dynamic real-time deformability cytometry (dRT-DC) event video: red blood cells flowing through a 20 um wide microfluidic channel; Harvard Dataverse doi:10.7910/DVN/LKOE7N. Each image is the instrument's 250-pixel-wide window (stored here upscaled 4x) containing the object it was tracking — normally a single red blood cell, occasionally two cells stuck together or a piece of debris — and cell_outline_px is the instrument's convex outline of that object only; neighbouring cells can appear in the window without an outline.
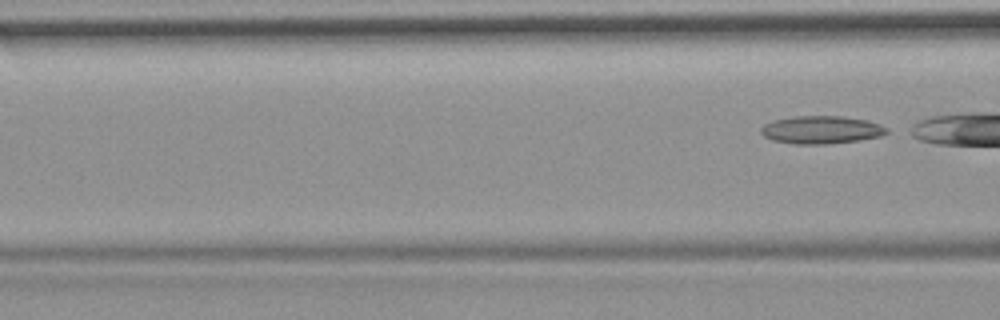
{"species": "common noctule bat (a hibernating species)", "species_latin": "Nyctalus noctula", "temperature_condition": "room temperature", "stored_images_in_passage": 4, "camera_frame_rate_fps": 3000, "um_per_image_px": 0.085, "animal": {"sex": "female", "body_mass_g": 19.9}, "frame": {"image": 1, "passage_image": 4, "time_ms": 1.0, "image_size_px": [1000, 320], "cell_outline_px": [[888, 132], [880, 136], [860, 140], [824, 144], [796, 144], [772, 140], [764, 136], [760, 132], [760, 128], [764, 124], [772, 120], [792, 116], [840, 116], [868, 120], [880, 124], [888, 128]], "centroid_in_image_um": [69.79, 11.03], "position_along_channel_um": 96.8, "area_um2": 20.52}}